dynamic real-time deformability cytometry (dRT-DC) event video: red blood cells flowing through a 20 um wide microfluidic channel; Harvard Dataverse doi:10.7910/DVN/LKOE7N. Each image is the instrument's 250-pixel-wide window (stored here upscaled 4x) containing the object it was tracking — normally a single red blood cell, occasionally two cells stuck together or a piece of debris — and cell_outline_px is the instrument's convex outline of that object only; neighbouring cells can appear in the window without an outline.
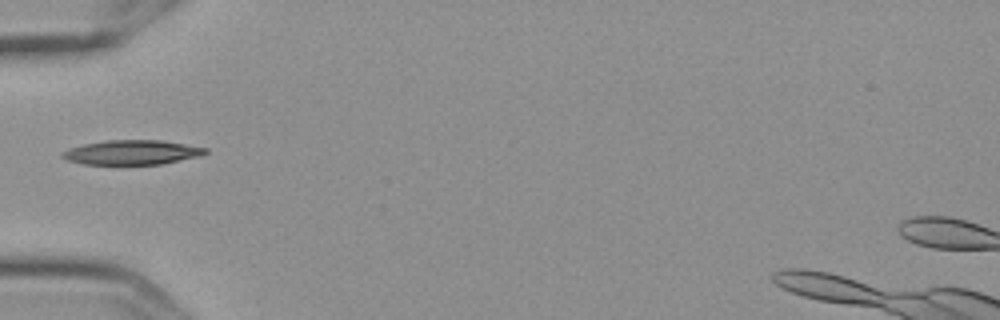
{"species": "Egyptian fruit bat (a non-hibernating species)", "species_latin": "Rousettus aegyptiacus", "temperature_condition": "cold", "stored_images_in_passage": 4, "camera_frame_rate_fps": 3000, "um_per_image_px": 0.085, "frame": {"image": 1, "passage_image": 1, "time_ms": 0.0, "image_size_px": [1000, 320], "cell_outline_px": [[208, 152], [200, 156], [160, 164], [84, 164], [68, 160], [60, 156], [60, 152], [68, 148], [84, 144], [108, 140], [160, 140], [208, 148]], "centroid_in_image_um": [11.19, 12.95], "position_along_channel_um": 73.8, "area_um2": 20.35}}
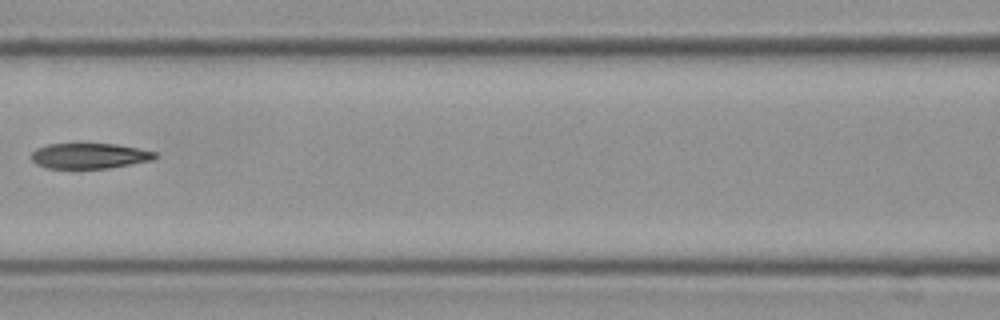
{"frame": {"image": 2, "passage_image": 3, "time_ms": 0.667, "image_size_px": [1000, 320], "cell_outline_px": [[156, 156], [152, 160], [108, 168], [48, 168], [36, 164], [32, 160], [32, 152], [36, 148], [48, 144], [116, 144], [156, 152]], "centroid_in_image_um": [7.57, 13.25], "position_along_channel_um": 159.0, "area_um2": 18.09}}
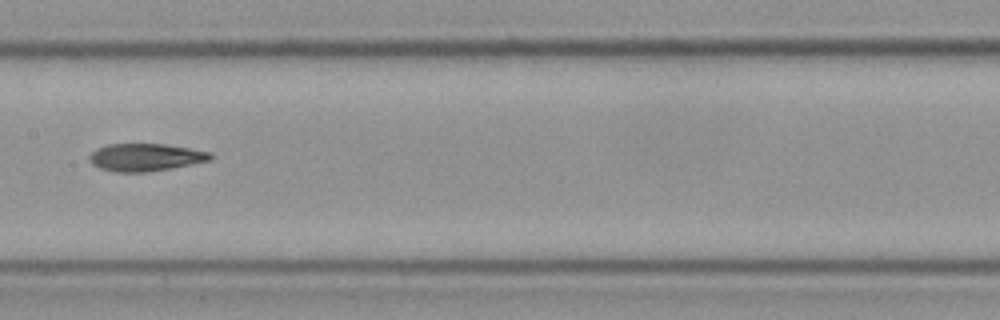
{"frame": {"image": 3, "passage_image": 4, "time_ms": 1.0, "image_size_px": [1000, 320], "cell_outline_px": [[212, 156], [208, 160], [148, 172], [112, 172], [100, 168], [92, 164], [88, 156], [96, 148], [108, 144], [164, 144], [192, 148], [212, 152]], "centroid_in_image_um": [12.31, 13.36], "position_along_channel_um": 195.1, "area_um2": 19.31}}